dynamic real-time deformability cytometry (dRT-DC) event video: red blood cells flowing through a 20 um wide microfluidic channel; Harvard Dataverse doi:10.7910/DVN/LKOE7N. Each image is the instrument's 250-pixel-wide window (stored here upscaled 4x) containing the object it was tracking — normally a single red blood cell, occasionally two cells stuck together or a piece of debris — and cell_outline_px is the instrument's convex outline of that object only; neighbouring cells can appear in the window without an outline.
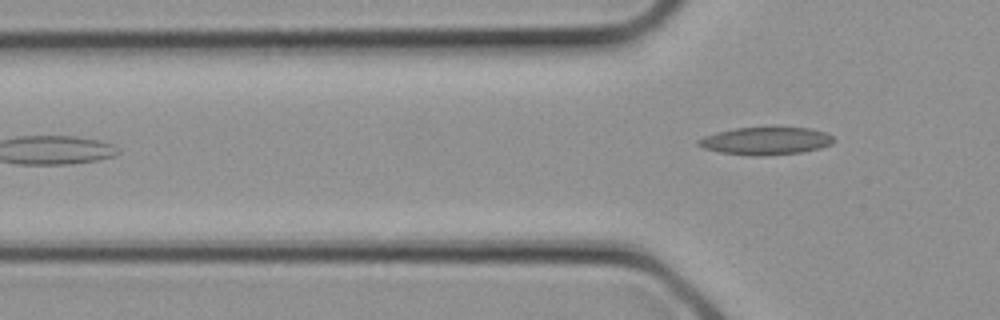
{"species": "common noctule bat (a hibernating species)", "species_latin": "Nyctalus noctula", "temperature_condition": "cold", "stored_images_in_passage": 8, "camera_frame_rate_fps": 3000, "um_per_image_px": 0.085, "animal": {"sex": "female", "body_mass_g": 21.9}, "frame": {"image": 1, "passage_image": 8, "time_ms": 2.333, "image_size_px": [1000, 320], "cell_outline_px": [[832, 144], [820, 148], [800, 152], [764, 156], [756, 156], [720, 152], [704, 148], [696, 144], [696, 140], [704, 136], [716, 132], [736, 128], [812, 128], [824, 132], [832, 136]], "centroid_in_image_um": [65.05, 11.98], "position_along_channel_um": 60.7, "area_um2": 21.56}}